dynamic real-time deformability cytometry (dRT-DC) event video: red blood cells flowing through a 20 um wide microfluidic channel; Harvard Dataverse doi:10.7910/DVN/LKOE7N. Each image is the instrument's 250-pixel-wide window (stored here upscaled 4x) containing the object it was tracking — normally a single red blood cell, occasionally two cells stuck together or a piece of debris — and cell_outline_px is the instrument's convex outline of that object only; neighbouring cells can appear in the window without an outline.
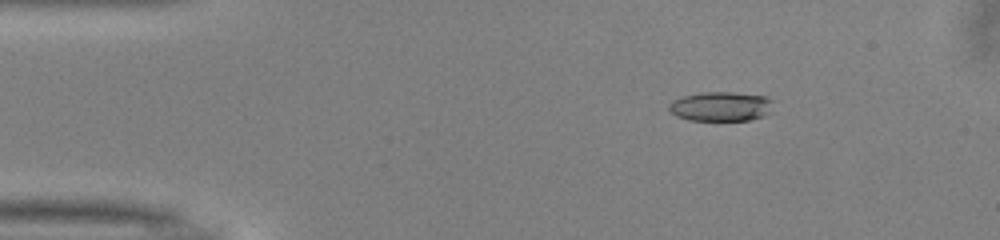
{"species": "common noctule bat (a hibernating species)", "species_latin": "Nyctalus noctula", "temperature_condition": "warm", "stored_images_in_passage": 51, "camera_frame_rate_fps": 3000, "um_per_image_px": 0.085, "animal": {"sex": "male", "body_mass_g": 13.0, "forearm_length_mm": 53.1}, "frame": {"image": 1, "passage_image": 8, "time_ms": 2.333, "image_size_px": [1000, 240], "cell_outline_px": [[772, 112], [764, 116], [752, 120], [688, 120], [676, 116], [668, 108], [668, 104], [672, 100], [680, 96], [700, 92], [732, 92], [764, 96], [772, 100]], "centroid_in_image_um": [61.26, 9.04], "position_along_channel_um": 23.7, "area_um2": 18.15}}
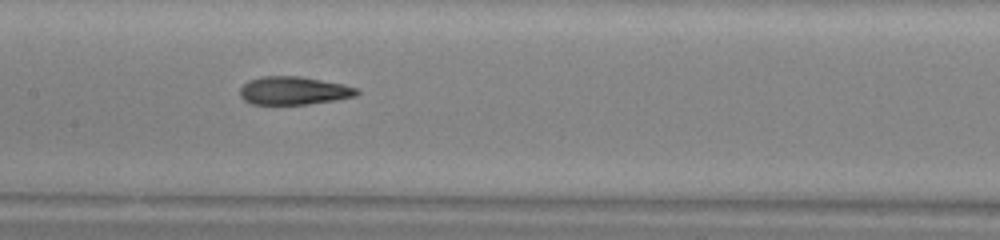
{"frame": {"image": 2, "passage_image": 25, "time_ms": 8.0, "image_size_px": [1000, 240], "cell_outline_px": [[360, 92], [356, 96], [308, 104], [252, 104], [244, 100], [240, 96], [240, 88], [248, 80], [260, 76], [300, 76], [344, 84], [356, 88]], "centroid_in_image_um": [24.94, 7.69], "position_along_channel_um": 182.5, "area_um2": 19.13}}
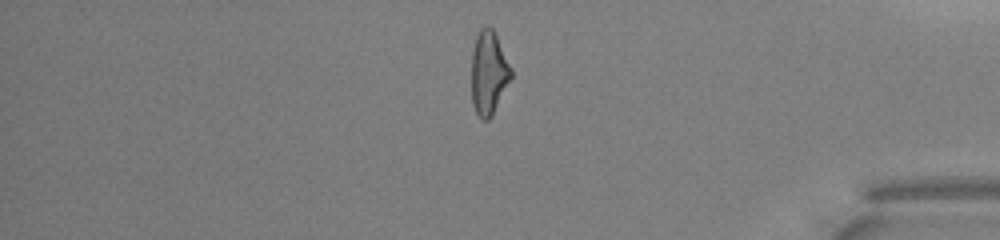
{"frame": {"image": 3, "passage_image": 43, "time_ms": 14.0, "image_size_px": [1000, 240], "cell_outline_px": [[512, 76], [492, 116], [488, 120], [480, 120], [472, 104], [472, 52], [476, 36], [480, 28], [488, 24], [492, 28], [512, 68]], "centroid_in_image_um": [41.53, 6.2], "position_along_channel_um": 393.7, "area_um2": 19.31}, "authors_computed_cell_mechanics": {"area_um2": 19.363, "velocity_mm_per_s": 4.0579, "shape_relaxation_time_tau1_ms": 5.455, "shape_relaxation_time_tau2_ms": 2.2263, "deformation_change_tau1": 0.1807, "deformation_change_tau2": 0.1263}}